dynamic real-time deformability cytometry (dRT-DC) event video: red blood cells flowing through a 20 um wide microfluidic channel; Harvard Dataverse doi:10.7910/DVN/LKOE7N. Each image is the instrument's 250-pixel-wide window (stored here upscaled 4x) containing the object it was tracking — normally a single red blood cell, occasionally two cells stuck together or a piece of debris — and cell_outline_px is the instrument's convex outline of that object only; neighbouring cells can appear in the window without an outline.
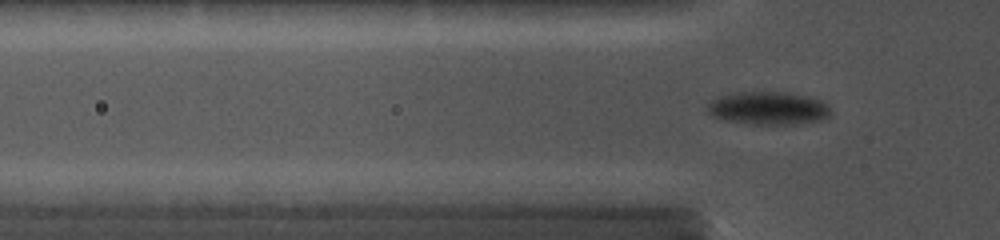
{"species": "common noctule bat (a hibernating species)", "species_latin": "Nyctalus noctula", "temperature_condition": "cold", "stored_images_in_passage": 50, "camera_frame_rate_fps": 5000, "um_per_image_px": 0.085, "animal": {"sex": "female", "body_mass_g": 19.0, "forearm_length_mm": 56.7}, "frame": {"image": 1, "passage_image": 18, "time_ms": 4.4, "image_size_px": [1000, 240], "cell_outline_px": [[832, 112], [824, 120], [792, 124], [752, 124], [728, 120], [716, 116], [708, 112], [708, 104], [712, 100], [720, 96], [736, 92], [788, 92], [808, 96], [820, 100], [828, 104]], "centroid_in_image_um": [65.37, 9.19], "position_along_channel_um": 60.4, "area_um2": 23.58}}
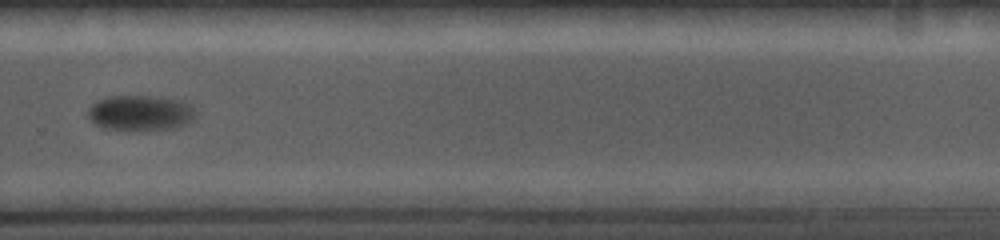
{"frame": {"image": 2, "passage_image": 41, "time_ms": 11.0, "image_size_px": [1000, 240], "cell_outline_px": [[196, 112], [192, 120], [184, 124], [172, 128], [140, 132], [104, 128], [96, 124], [88, 116], [88, 108], [96, 100], [108, 96], [148, 96], [180, 100], [188, 104]], "centroid_in_image_um": [11.89, 9.62], "position_along_channel_um": 317.9, "area_um2": 22.37}}
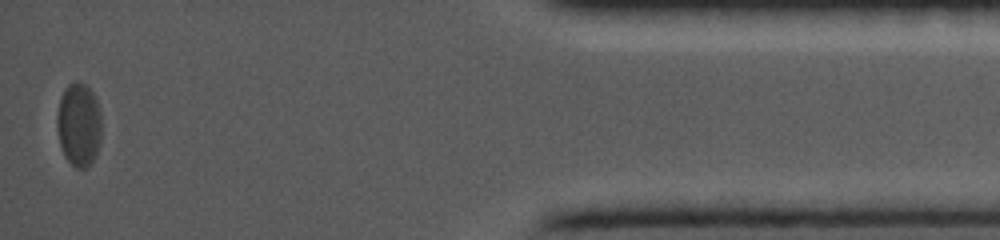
{"frame": {"image": 3, "passage_image": 48, "time_ms": 15.2, "image_size_px": [1000, 240], "cell_outline_px": [[100, 144], [92, 160], [84, 168], [76, 168], [64, 156], [60, 144], [56, 124], [56, 116], [60, 96], [64, 88], [68, 84], [84, 84], [92, 92], [96, 100], [100, 112]], "centroid_in_image_um": [6.67, 10.59], "position_along_channel_um": 428.5, "area_um2": 21.39}}